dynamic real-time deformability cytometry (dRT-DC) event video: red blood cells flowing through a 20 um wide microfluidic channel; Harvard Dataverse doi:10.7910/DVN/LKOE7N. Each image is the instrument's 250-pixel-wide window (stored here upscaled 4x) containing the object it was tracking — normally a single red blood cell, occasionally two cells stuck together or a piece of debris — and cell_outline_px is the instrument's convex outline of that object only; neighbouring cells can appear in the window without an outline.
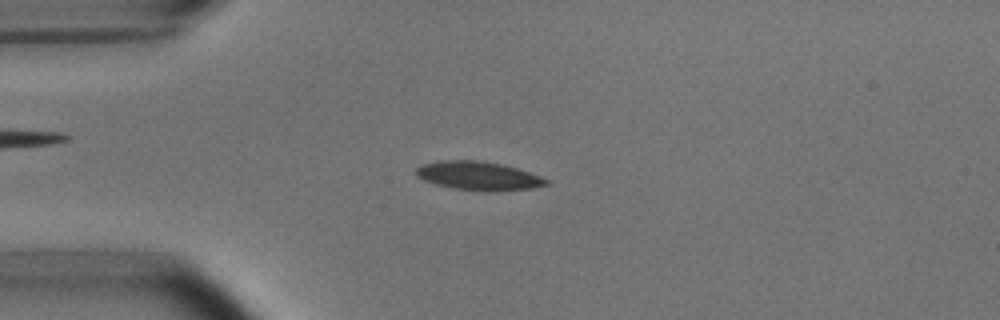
{"species": "common noctule bat (a hibernating species)", "species_latin": "Nyctalus noctula", "temperature_condition": "room temperature", "stored_images_in_passage": 5, "camera_frame_rate_fps": 3000, "um_per_image_px": 0.085, "animal": {"sex": "male", "body_mass_g": 15.6}, "frame": {"image": 1, "passage_image": 3, "time_ms": 2.333, "image_size_px": [1000, 320], "cell_outline_px": [[548, 184], [532, 188], [484, 192], [456, 188], [436, 184], [424, 180], [416, 176], [416, 168], [420, 164], [440, 160], [480, 160], [500, 164], [516, 168], [540, 176], [548, 180]], "centroid_in_image_um": [40.63, 14.94], "position_along_channel_um": 44.4, "area_um2": 21.62}}